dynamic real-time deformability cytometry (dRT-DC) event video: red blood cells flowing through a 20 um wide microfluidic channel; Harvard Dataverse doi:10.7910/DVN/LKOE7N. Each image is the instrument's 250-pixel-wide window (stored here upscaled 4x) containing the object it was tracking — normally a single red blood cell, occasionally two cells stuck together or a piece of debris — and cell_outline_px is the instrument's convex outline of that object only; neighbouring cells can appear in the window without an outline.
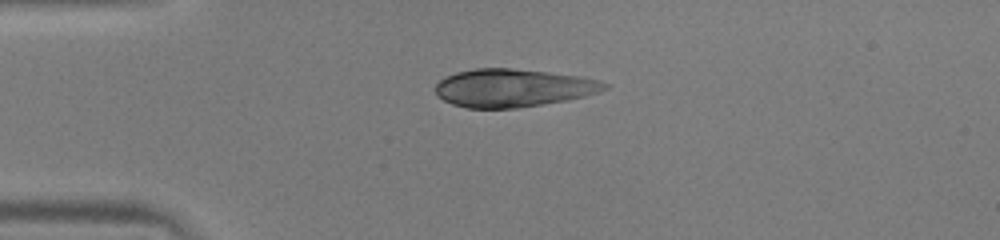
{"species": "human", "species_latin": "Homo sapiens", "temperature_condition": "warm", "stored_images_in_passage": 39, "camera_frame_rate_fps": 3000, "um_per_image_px": 0.085, "donor": {"sex": "male"}, "frame": {"image": 1, "passage_image": 1, "time_ms": 0.0, "image_size_px": [1000, 240], "cell_outline_px": [[608, 88], [600, 92], [568, 100], [516, 108], [468, 108], [452, 104], [436, 96], [436, 84], [444, 76], [456, 72], [476, 68], [512, 68], [584, 76], [600, 80], [608, 84]], "centroid_in_image_um": [43.62, 7.46], "position_along_channel_um": 41.4, "area_um2": 37.69}}
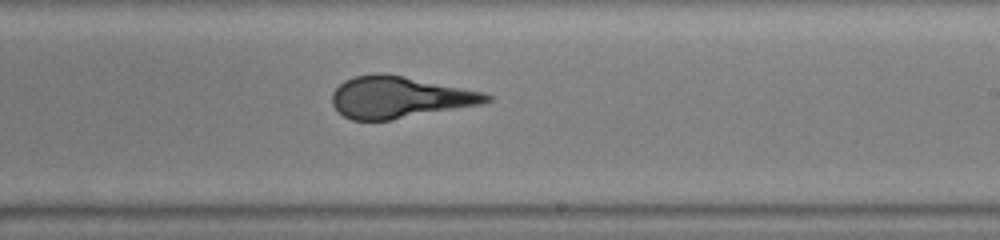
{"frame": {"image": 2, "passage_image": 19, "time_ms": 6.0, "image_size_px": [1000, 240], "cell_outline_px": [[492, 100], [480, 104], [392, 120], [352, 120], [344, 116], [332, 104], [332, 92], [344, 80], [356, 76], [376, 72], [400, 76], [484, 92], [492, 96]], "centroid_in_image_um": [33.92, 8.27], "position_along_channel_um": 255.1, "area_um2": 36.93}}
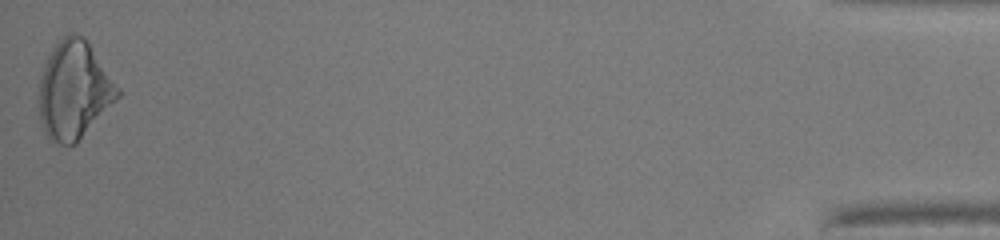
{"frame": {"image": 3, "passage_image": 39, "time_ms": 12.667, "image_size_px": [1000, 240], "cell_outline_px": [[120, 96], [76, 144], [68, 148], [48, 140], [44, 132], [40, 120], [36, 100], [40, 76], [44, 64], [48, 56], [56, 44], [64, 36], [72, 32], [76, 32], [84, 36], [88, 40], [120, 88]], "centroid_in_image_um": [6.26, 7.69], "position_along_channel_um": 428.9, "area_um2": 45.89}, "authors_computed_cell_mechanics": {"area_um2": 37.8012, "velocity_mm_per_s": 4.0304, "shape_relaxation_time_tau1_ms": 8.4134, "shape_relaxation_time_tau2_ms": null, "deformation_change_tau1": 0.2992, "deformation_change_tau2": null}}